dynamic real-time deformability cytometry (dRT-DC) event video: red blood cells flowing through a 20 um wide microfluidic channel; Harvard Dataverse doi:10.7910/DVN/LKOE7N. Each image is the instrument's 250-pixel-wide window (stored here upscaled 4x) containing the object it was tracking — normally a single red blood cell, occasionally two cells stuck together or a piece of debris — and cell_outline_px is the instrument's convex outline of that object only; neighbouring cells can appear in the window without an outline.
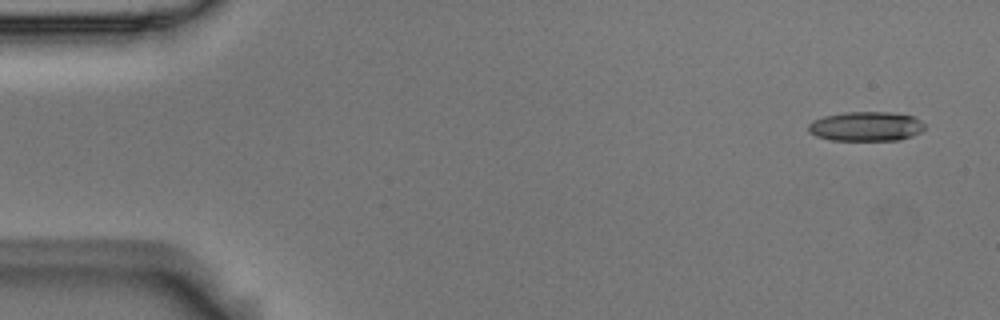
{"species": "Egyptian fruit bat (a non-hibernating species)", "species_latin": "Rousettus aegyptiacus", "temperature_condition": "room temperature", "stored_images_in_passage": 3, "camera_frame_rate_fps": 3000, "um_per_image_px": 0.085, "animal": {"sex": "male"}, "frame": {"image": 1, "passage_image": 1, "time_ms": 0.0, "image_size_px": [1000, 320], "cell_outline_px": [[924, 128], [920, 132], [912, 136], [900, 140], [832, 140], [816, 136], [808, 132], [808, 124], [812, 120], [824, 116], [844, 112], [888, 112], [912, 116], [920, 120], [924, 124]], "centroid_in_image_um": [73.58, 10.74], "position_along_channel_um": 11.4, "area_um2": 20.0}}